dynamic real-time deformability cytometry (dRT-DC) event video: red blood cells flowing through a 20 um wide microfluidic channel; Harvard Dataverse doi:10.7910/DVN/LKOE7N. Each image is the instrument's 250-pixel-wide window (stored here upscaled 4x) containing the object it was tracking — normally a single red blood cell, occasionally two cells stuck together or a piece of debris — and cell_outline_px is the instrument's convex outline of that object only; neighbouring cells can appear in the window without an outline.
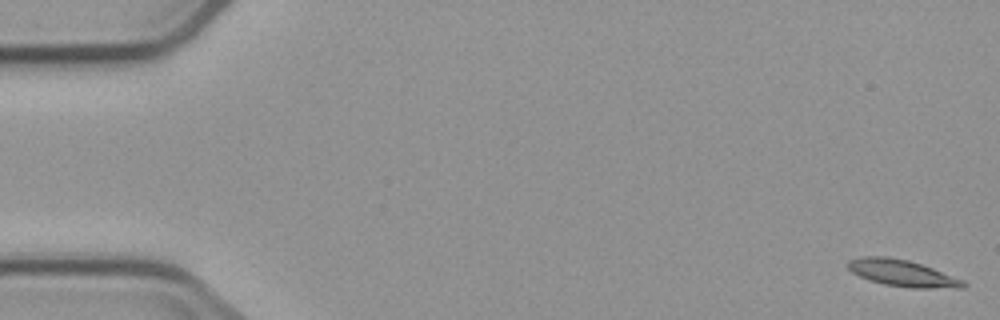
{"species": "common noctule bat (a hibernating species)", "species_latin": "Nyctalus noctula", "temperature_condition": "cold", "stored_images_in_passage": 6, "camera_frame_rate_fps": 3000, "um_per_image_px": 0.085, "animal": {"sex": "male", "body_mass_g": 23.1, "forearm_length_mm": 52.7}, "frame": {"image": 1, "passage_image": 1, "time_ms": 0.0, "image_size_px": [1000, 320], "cell_outline_px": [[968, 284], [964, 288], [908, 288], [884, 284], [868, 280], [852, 272], [844, 264], [848, 260], [860, 256], [884, 256], [908, 260], [932, 268], [964, 280]], "centroid_in_image_um": [76.67, 23.22], "position_along_channel_um": 8.3, "area_um2": 18.03}}
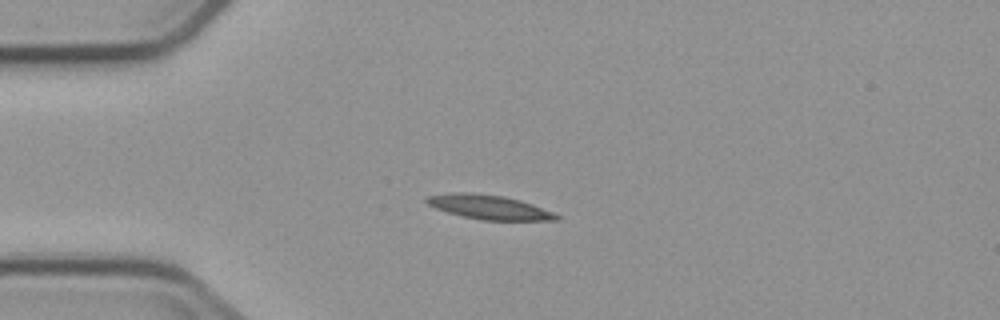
{"frame": {"image": 2, "passage_image": 4, "time_ms": 4.333, "image_size_px": [1000, 320], "cell_outline_px": [[560, 220], [480, 220], [448, 212], [436, 208], [428, 204], [424, 200], [428, 196], [452, 192], [468, 192], [504, 196], [520, 200], [532, 204], [552, 212], [560, 216]], "centroid_in_image_um": [41.56, 17.6], "position_along_channel_um": 43.4, "area_um2": 18.21}}
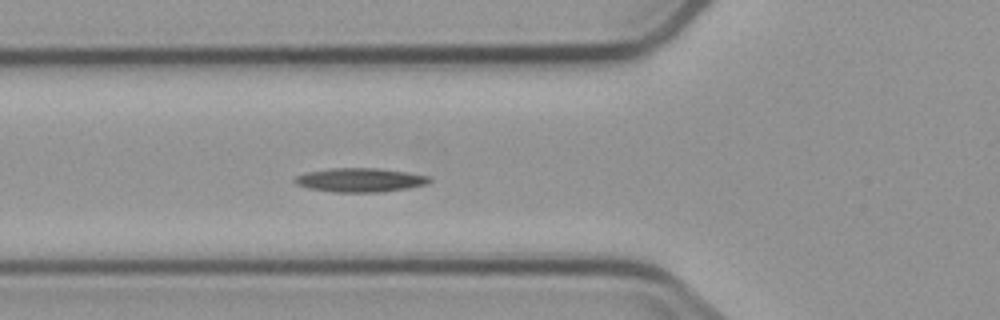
{"frame": {"image": 3, "passage_image": 6, "time_ms": 6.333, "image_size_px": [1000, 320], "cell_outline_px": [[432, 180], [428, 184], [408, 188], [384, 192], [332, 192], [308, 188], [296, 184], [292, 180], [296, 176], [304, 172], [332, 168], [380, 168], [408, 172], [428, 176]], "centroid_in_image_um": [30.6, 15.3], "position_along_channel_um": 95.2, "area_um2": 19.02}}